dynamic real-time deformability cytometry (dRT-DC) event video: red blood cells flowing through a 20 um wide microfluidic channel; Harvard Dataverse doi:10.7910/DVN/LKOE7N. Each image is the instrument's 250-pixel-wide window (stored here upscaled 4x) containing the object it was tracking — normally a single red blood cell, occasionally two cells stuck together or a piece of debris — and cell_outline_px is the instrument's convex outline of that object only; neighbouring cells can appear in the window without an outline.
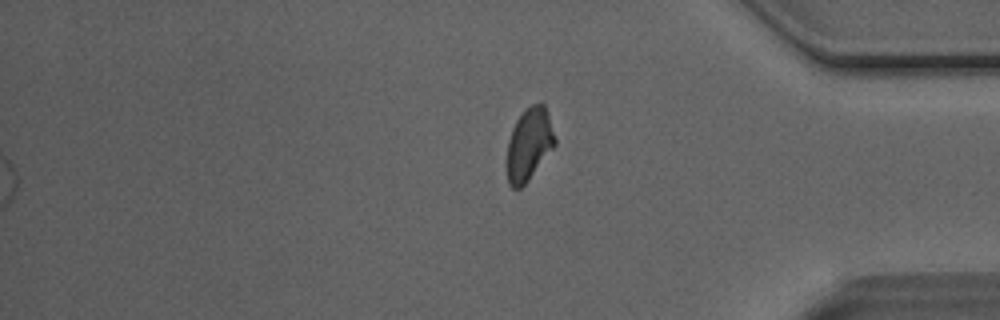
{"species": "Egyptian fruit bat (a non-hibernating species)", "species_latin": "Rousettus aegyptiacus", "temperature_condition": "room temperature", "stored_images_in_passage": 34, "segment_of_instrument_passage": [2, 2], "camera_frame_rate_fps": 3000, "um_per_image_px": 0.085, "animal": {"sex": "male"}, "frame": {"image": 1, "passage_image": 34, "time_ms": 11.0, "image_size_px": [1000, 320], "cell_outline_px": [[556, 144], [528, 180], [520, 188], [512, 188], [508, 184], [504, 164], [504, 160], [508, 140], [512, 128], [516, 120], [524, 108], [532, 104], [544, 104], [556, 140]], "centroid_in_image_um": [44.9, 12.3], "position_along_channel_um": 390.3, "area_um2": 20.58}}